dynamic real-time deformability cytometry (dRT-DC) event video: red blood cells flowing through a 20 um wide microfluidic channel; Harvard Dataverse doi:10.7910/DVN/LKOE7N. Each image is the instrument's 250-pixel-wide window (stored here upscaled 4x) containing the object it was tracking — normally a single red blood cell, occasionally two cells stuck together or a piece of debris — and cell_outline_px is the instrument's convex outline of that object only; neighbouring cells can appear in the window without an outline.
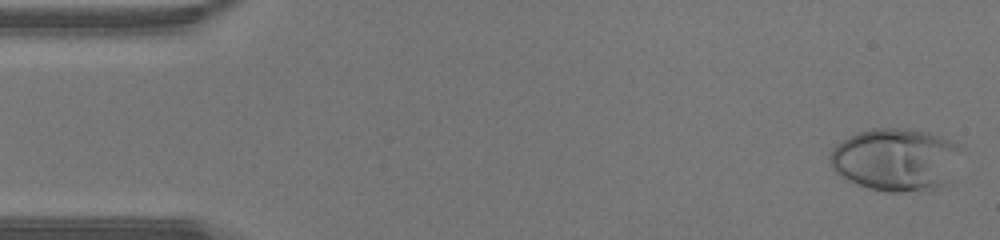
{"species": "human", "species_latin": "Homo sapiens", "temperature_condition": "warm", "stored_images_in_passage": 19, "camera_frame_rate_fps": 3000, "um_per_image_px": 0.085, "donor": {"sex": "male"}, "frame": {"image": 1, "passage_image": 1, "time_ms": 0.0, "image_size_px": [1000, 240], "cell_outline_px": [[964, 148], [940, 184], [932, 188], [900, 192], [888, 192], [872, 188], [860, 184], [840, 176], [832, 168], [828, 160], [828, 156], [832, 148], [836, 144], [860, 132], [872, 128], [912, 128], [928, 132], [948, 140]], "centroid_in_image_um": [76.04, 13.51], "position_along_channel_um": 9.0, "area_um2": 46.76}}